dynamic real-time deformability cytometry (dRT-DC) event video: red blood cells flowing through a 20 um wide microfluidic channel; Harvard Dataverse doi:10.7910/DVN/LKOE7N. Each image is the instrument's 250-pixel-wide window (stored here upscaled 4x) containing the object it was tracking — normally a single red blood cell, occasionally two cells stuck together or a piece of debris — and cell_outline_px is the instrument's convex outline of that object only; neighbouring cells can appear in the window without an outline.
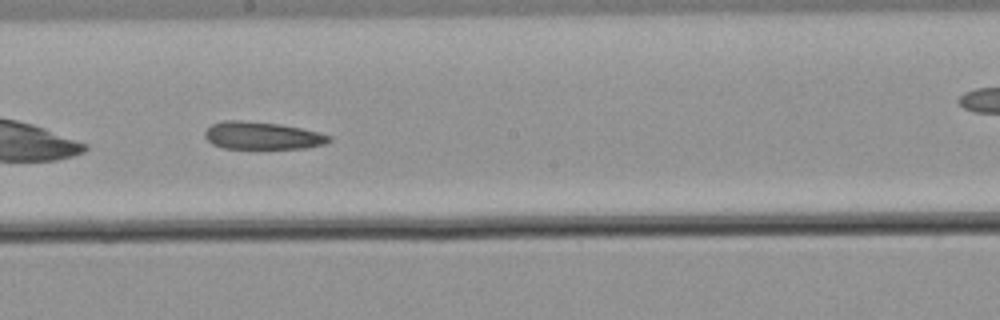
{"species": "common noctule bat (a hibernating species)", "species_latin": "Nyctalus noctula", "temperature_condition": "warm", "stored_images_in_passage": 29, "camera_frame_rate_fps": 3000, "um_per_image_px": 0.085, "animal": {"sex": "male", "body_mass_g": 21.5, "forearm_length_mm": 52.0}, "frame": {"image": 1, "passage_image": 13, "time_ms": 4.0, "image_size_px": [1000, 320], "cell_outline_px": [[332, 140], [324, 144], [304, 148], [224, 148], [212, 144], [204, 136], [204, 132], [212, 124], [224, 120], [244, 120], [280, 124], [300, 128], [332, 136]], "centroid_in_image_um": [22.27, 11.52], "position_along_channel_um": 225.9, "area_um2": 19.83}}